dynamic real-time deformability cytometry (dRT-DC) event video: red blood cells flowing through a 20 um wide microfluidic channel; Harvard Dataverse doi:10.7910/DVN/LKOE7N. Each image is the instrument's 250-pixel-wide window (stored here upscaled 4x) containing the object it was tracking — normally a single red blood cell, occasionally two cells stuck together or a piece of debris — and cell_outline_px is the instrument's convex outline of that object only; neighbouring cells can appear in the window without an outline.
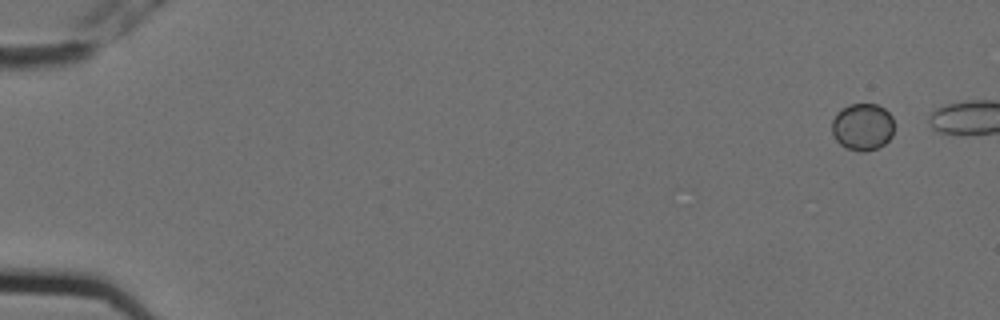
{"species": "Egyptian fruit bat (a non-hibernating species)", "species_latin": "Rousettus aegyptiacus", "temperature_condition": "cold", "stored_images_in_passage": 4, "camera_frame_rate_fps": 3000, "um_per_image_px": 0.085, "animal": {"sex": "female"}, "frame": {"image": 1, "passage_image": 1, "time_ms": 0.0, "image_size_px": [1000, 320], "cell_outline_px": [[892, 136], [884, 144], [876, 148], [864, 152], [860, 152], [844, 148], [836, 140], [832, 132], [832, 120], [836, 112], [848, 104], [876, 104], [884, 108], [892, 116]], "centroid_in_image_um": [73.28, 10.78], "position_along_channel_um": 11.7, "area_um2": 17.17}}